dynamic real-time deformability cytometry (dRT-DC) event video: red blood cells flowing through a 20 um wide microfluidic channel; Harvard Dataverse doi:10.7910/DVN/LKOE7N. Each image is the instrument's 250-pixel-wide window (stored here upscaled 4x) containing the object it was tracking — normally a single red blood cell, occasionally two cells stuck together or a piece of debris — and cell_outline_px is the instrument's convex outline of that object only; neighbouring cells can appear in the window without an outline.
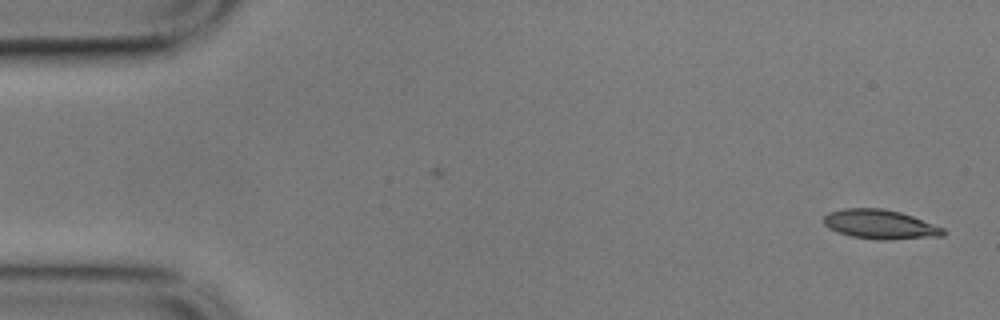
{"species": "common noctule bat (a hibernating species)", "species_latin": "Nyctalus noctula", "temperature_condition": "cold", "stored_images_in_passage": 16, "camera_frame_rate_fps": 3000, "um_per_image_px": 0.085, "animal": {"sex": "male", "body_mass_g": 17.9}, "frame": {"image": 1, "passage_image": 1, "time_ms": 0.0, "image_size_px": [1000, 320], "cell_outline_px": [[948, 232], [944, 236], [888, 240], [876, 240], [852, 236], [836, 232], [828, 228], [824, 224], [824, 216], [828, 212], [844, 208], [884, 208], [900, 212], [912, 216], [944, 228]], "centroid_in_image_um": [74.82, 19.08], "position_along_channel_um": 10.2, "area_um2": 20.63}}
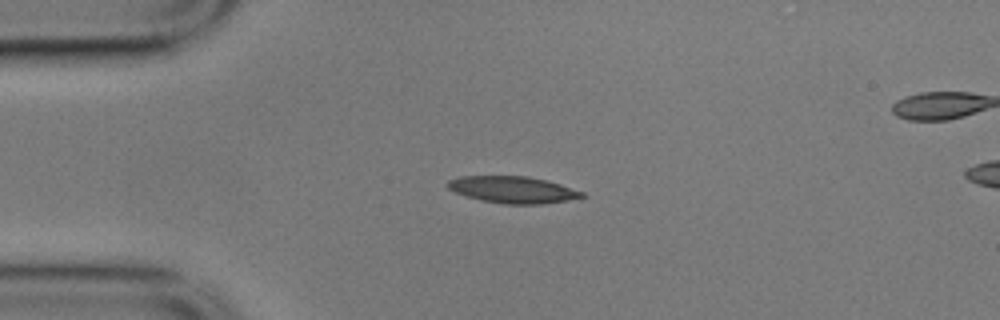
{"frame": {"image": 2, "passage_image": 12, "time_ms": 3.667, "image_size_px": [1000, 320], "cell_outline_px": [[588, 196], [568, 200], [540, 204], [504, 204], [480, 200], [456, 192], [448, 188], [448, 180], [460, 176], [528, 176], [560, 184], [584, 192]], "centroid_in_image_um": [43.62, 16.12], "position_along_channel_um": 41.4, "area_um2": 20.81}}